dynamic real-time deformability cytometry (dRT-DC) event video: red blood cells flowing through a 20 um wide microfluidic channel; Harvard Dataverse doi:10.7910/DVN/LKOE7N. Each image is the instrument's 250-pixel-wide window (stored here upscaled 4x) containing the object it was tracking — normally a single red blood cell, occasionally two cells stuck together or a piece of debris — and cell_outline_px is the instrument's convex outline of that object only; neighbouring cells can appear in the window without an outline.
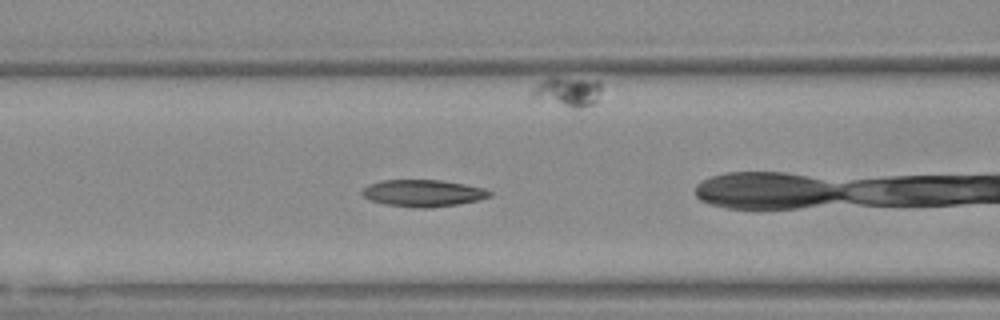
{"species": "Egyptian fruit bat (a non-hibernating species)", "species_latin": "Rousettus aegyptiacus", "temperature_condition": "warm", "stored_images_in_passage": 30, "camera_frame_rate_fps": 3000, "um_per_image_px": 0.085, "animal": {"sex": "female"}, "frame": {"image": 1, "passage_image": 5, "time_ms": 1.333, "image_size_px": [1000, 320], "cell_outline_px": [[492, 196], [460, 204], [432, 208], [416, 208], [384, 204], [372, 200], [364, 196], [360, 192], [368, 184], [380, 180], [440, 180], [464, 184], [484, 188], [492, 192]], "centroid_in_image_um": [35.96, 16.42], "position_along_channel_um": 130.6, "area_um2": 20.06}}
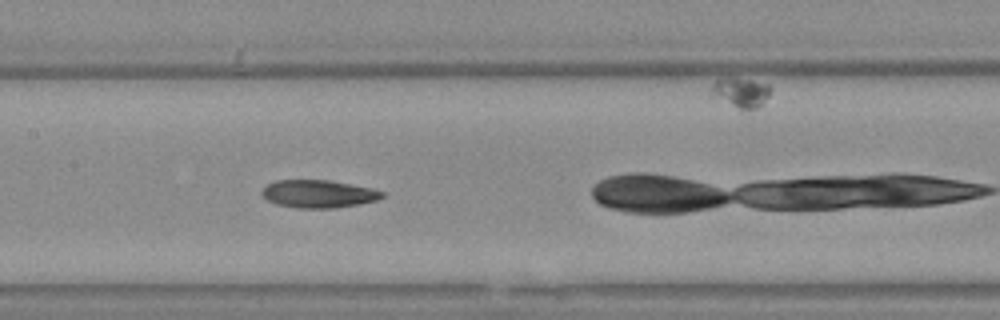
{"frame": {"image": 2, "passage_image": 9, "time_ms": 2.667, "image_size_px": [1000, 320], "cell_outline_px": [[384, 196], [376, 200], [360, 204], [336, 208], [296, 208], [276, 204], [268, 200], [260, 192], [268, 184], [276, 180], [328, 180], [372, 188], [384, 192]], "centroid_in_image_um": [27.07, 16.48], "position_along_channel_um": 180.3, "area_um2": 19.42}, "authors_computed_cell_mechanics": {"area_um2": 19.6809, "velocity_mm_per_s": 3.7317, "shape_relaxation_time_tau1_ms": 4.303, "shape_relaxation_time_tau2_ms": 4.086, "deformation_change_tau1": 0.106, "deformation_change_tau2": 0.1069}}